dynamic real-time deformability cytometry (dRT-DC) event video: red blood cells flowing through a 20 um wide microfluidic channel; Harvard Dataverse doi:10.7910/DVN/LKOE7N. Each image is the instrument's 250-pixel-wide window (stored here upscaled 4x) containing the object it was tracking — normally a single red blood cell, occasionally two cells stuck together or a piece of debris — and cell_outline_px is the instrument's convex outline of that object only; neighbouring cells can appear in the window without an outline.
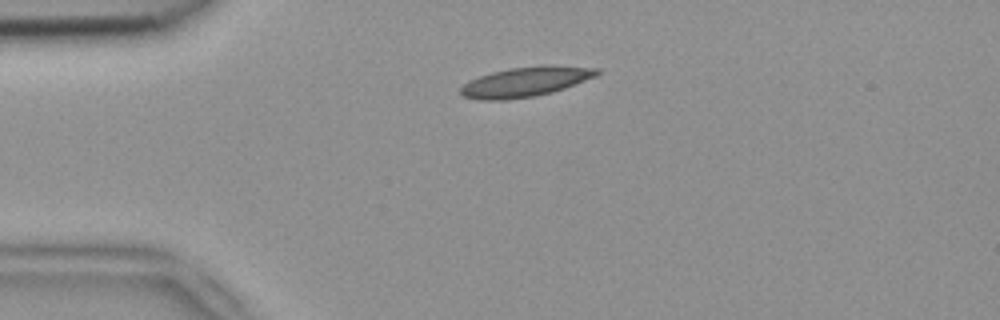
{"species": "common noctule bat (a hibernating species)", "species_latin": "Nyctalus noctula", "temperature_condition": "room temperature", "stored_images_in_passage": 4, "camera_frame_rate_fps": 3000, "um_per_image_px": 0.085, "animal": {"sex": "female", "body_mass_g": 18.4}, "frame": {"image": 1, "passage_image": 3, "time_ms": 0.667, "image_size_px": [1000, 320], "cell_outline_px": [[604, 72], [596, 76], [564, 88], [552, 92], [532, 96], [508, 100], [476, 100], [464, 96], [460, 92], [460, 88], [464, 84], [480, 76], [492, 72], [508, 68], [544, 64], [548, 64], [600, 68]], "centroid_in_image_um": [44.72, 6.93], "position_along_channel_um": 40.3, "area_um2": 23.87}}